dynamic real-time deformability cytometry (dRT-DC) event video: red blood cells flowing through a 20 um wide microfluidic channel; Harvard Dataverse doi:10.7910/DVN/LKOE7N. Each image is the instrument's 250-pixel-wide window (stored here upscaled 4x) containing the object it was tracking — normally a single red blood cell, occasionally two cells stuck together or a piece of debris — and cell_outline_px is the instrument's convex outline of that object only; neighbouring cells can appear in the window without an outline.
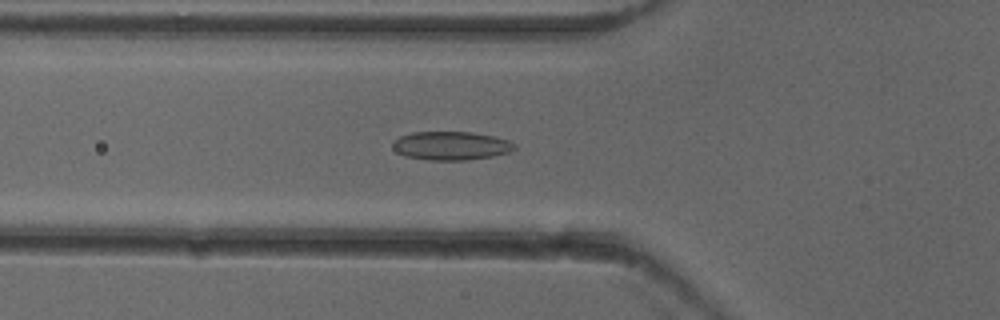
{"species": "common noctule bat (a hibernating species)", "species_latin": "Nyctalus noctula", "temperature_condition": "cold", "stored_images_in_passage": 34, "camera_frame_rate_fps": 3000, "um_per_image_px": 0.085, "animal": {"sex": "female"}, "frame": {"image": 1, "passage_image": 11, "time_ms": 3.333, "image_size_px": [1000, 320], "cell_outline_px": [[516, 148], [508, 152], [492, 156], [468, 160], [428, 160], [404, 156], [396, 152], [392, 148], [392, 140], [400, 136], [412, 132], [472, 132], [492, 136], [508, 140], [516, 144]], "centroid_in_image_um": [38.29, 12.39], "position_along_channel_um": 87.5, "area_um2": 20.4}}
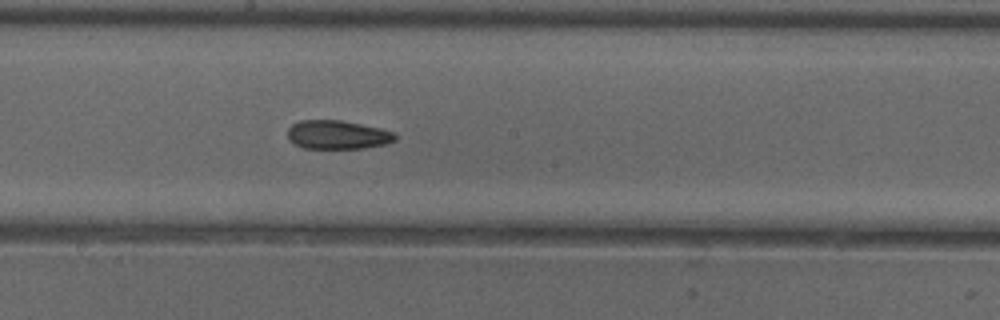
{"frame": {"image": 2, "passage_image": 21, "time_ms": 6.667, "image_size_px": [1000, 320], "cell_outline_px": [[396, 140], [384, 144], [364, 148], [304, 148], [288, 140], [288, 128], [292, 124], [300, 120], [340, 120], [380, 128], [392, 132], [396, 136]], "centroid_in_image_um": [28.66, 11.45], "position_along_channel_um": 219.5, "area_um2": 17.86}}
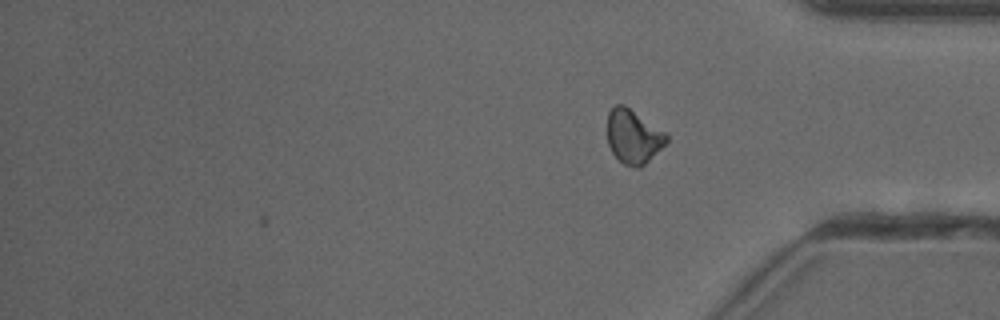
{"frame": {"image": 3, "passage_image": 34, "time_ms": 11.0, "image_size_px": [1000, 320], "cell_outline_px": [[668, 140], [640, 168], [636, 168], [624, 164], [612, 152], [608, 144], [608, 112], [616, 104], [624, 104], [664, 132], [668, 136]], "centroid_in_image_um": [53.8, 11.6], "position_along_channel_um": 381.4, "area_um2": 18.15}, "authors_computed_cell_mechanics": {"area_um2": 18.8428, "velocity_mm_per_s": 3.9309, "shape_relaxation_time_tau1_ms": null, "shape_relaxation_time_tau2_ms": 4.9658, "deformation_change_tau1": null, "deformation_change_tau2": 0.1185}}